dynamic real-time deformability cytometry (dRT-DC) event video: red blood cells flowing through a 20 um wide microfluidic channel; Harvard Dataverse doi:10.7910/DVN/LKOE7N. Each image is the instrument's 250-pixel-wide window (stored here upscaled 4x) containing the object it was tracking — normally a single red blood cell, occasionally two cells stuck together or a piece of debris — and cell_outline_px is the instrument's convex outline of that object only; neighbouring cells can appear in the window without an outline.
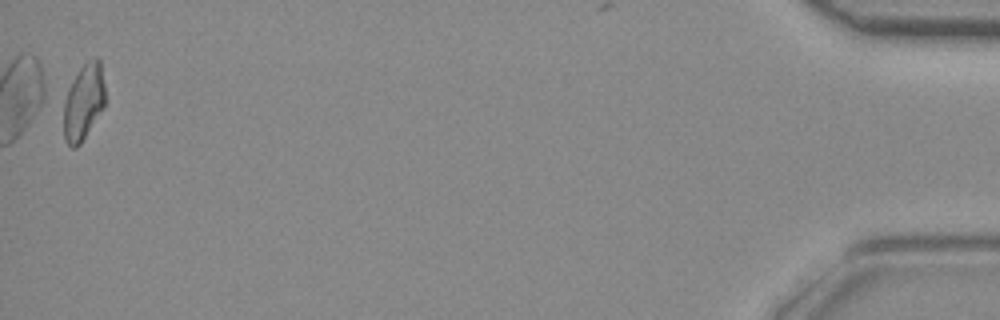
{"species": "common noctule bat (a hibernating species)", "species_latin": "Nyctalus noctula", "temperature_condition": "room temperature", "stored_images_in_passage": 34, "camera_frame_rate_fps": 3000, "um_per_image_px": 0.085, "animal": {"sex": "female", "body_mass_g": 29.2, "forearm_length_mm": 56.3}, "frame": {"image": 1, "passage_image": 34, "time_ms": 11.0, "image_size_px": [1000, 320], "cell_outline_px": [[104, 108], [80, 144], [76, 148], [72, 148], [64, 140], [60, 100], [72, 80], [80, 68], [88, 60], [96, 56], [100, 60], [104, 84]], "centroid_in_image_um": [7.03, 8.69], "position_along_channel_um": 428.2, "area_um2": 19.25}}